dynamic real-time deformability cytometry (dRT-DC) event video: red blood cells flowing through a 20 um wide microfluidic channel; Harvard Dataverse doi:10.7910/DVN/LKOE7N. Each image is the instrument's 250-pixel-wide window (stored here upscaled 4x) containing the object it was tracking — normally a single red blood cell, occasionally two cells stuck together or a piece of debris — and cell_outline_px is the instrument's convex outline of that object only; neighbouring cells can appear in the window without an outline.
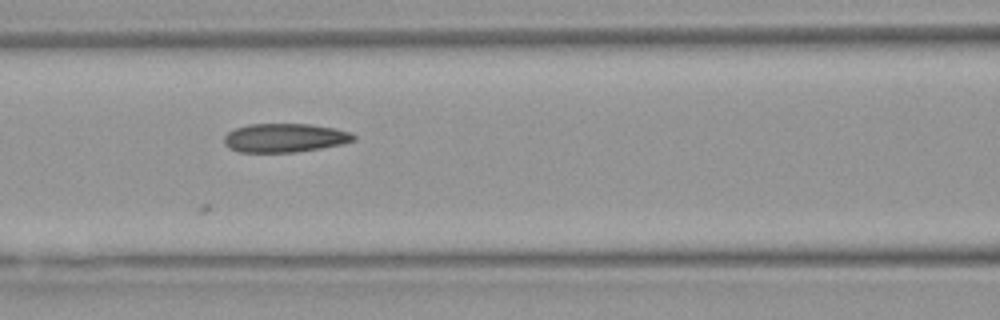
{"species": "Egyptian fruit bat (a non-hibernating species)", "species_latin": "Rousettus aegyptiacus", "temperature_condition": "warm", "stored_images_in_passage": 22, "camera_frame_rate_fps": 3000, "um_per_image_px": 0.085, "animal": {"sex": "female"}, "frame": {"image": 1, "passage_image": 9, "time_ms": 2.667, "image_size_px": [1000, 320], "cell_outline_px": [[356, 140], [344, 144], [296, 152], [240, 152], [228, 148], [224, 144], [224, 136], [228, 132], [236, 128], [248, 124], [308, 124], [336, 128], [352, 132], [356, 136]], "centroid_in_image_um": [24.23, 11.72], "position_along_channel_um": 142.4, "area_um2": 21.91}}
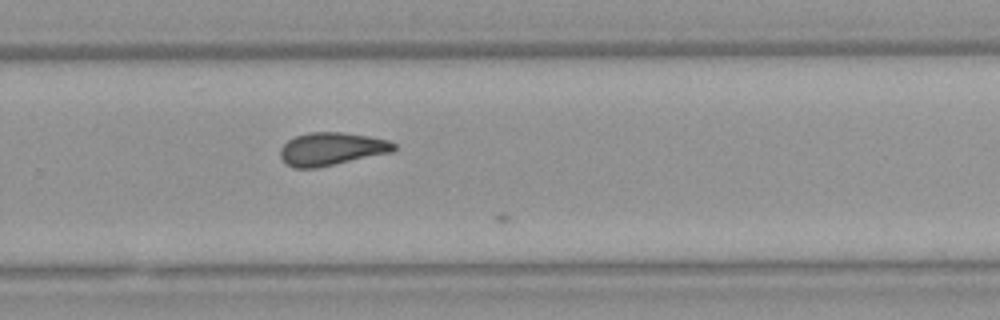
{"frame": {"image": 2, "passage_image": 21, "time_ms": 6.667, "image_size_px": [1000, 320], "cell_outline_px": [[396, 148], [392, 152], [316, 168], [292, 168], [284, 164], [280, 156], [280, 148], [288, 140], [296, 136], [308, 132], [344, 132], [368, 136], [388, 140], [396, 144]], "centroid_in_image_um": [28.15, 12.66], "position_along_channel_um": 301.7, "area_um2": 21.91}}